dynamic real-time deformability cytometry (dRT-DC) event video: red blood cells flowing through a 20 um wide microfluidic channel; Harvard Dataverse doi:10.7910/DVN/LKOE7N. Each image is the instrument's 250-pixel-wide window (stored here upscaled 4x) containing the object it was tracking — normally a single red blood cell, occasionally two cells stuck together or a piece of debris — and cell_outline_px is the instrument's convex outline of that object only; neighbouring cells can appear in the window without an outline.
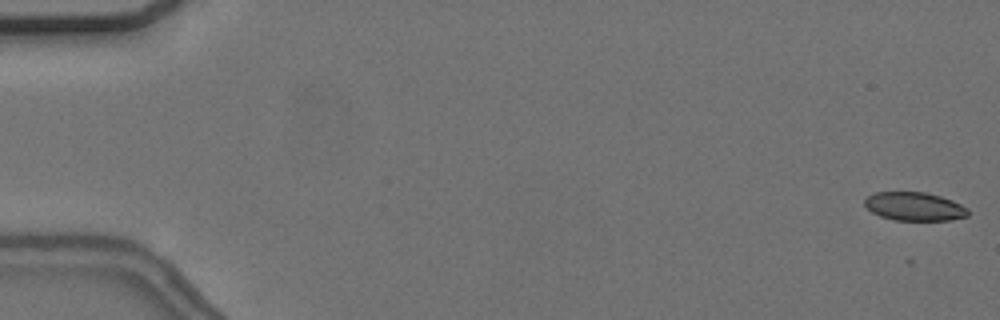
{"species": "common noctule bat (a hibernating species)", "species_latin": "Nyctalus noctula", "temperature_condition": "cold", "stored_images_in_passage": 56, "camera_frame_rate_fps": 3000, "um_per_image_px": 0.085, "animal": {"sex": "female", "body_mass_g": 24.6, "forearm_length_mm": 56.2}, "frame": {"image": 1, "passage_image": 1, "time_ms": 0.0, "image_size_px": [1000, 320], "cell_outline_px": [[968, 216], [952, 220], [896, 220], [880, 216], [872, 212], [864, 204], [864, 200], [868, 196], [876, 192], [924, 192], [940, 196], [952, 200], [968, 208]], "centroid_in_image_um": [77.74, 17.55], "position_along_channel_um": 7.3, "area_um2": 17.11}}
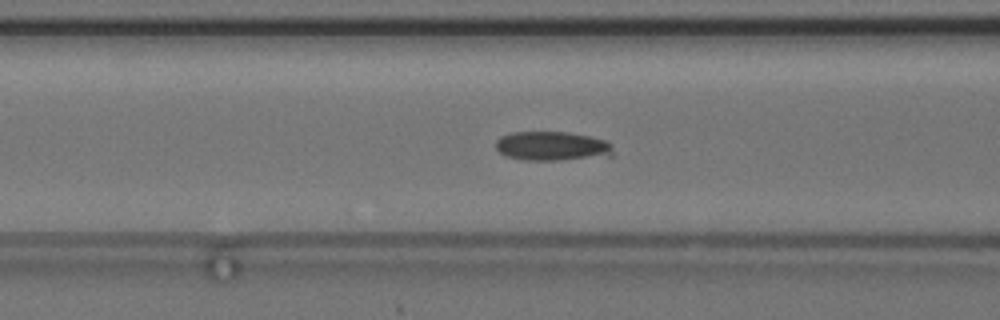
{"frame": {"image": 2, "passage_image": 23, "time_ms": 7.333, "image_size_px": [1000, 320], "cell_outline_px": [[612, 156], [556, 160], [524, 160], [508, 156], [500, 152], [496, 148], [496, 140], [500, 136], [512, 132], [568, 132], [608, 140], [612, 144]], "centroid_in_image_um": [46.95, 12.41], "position_along_channel_um": 119.7, "area_um2": 20.0}}
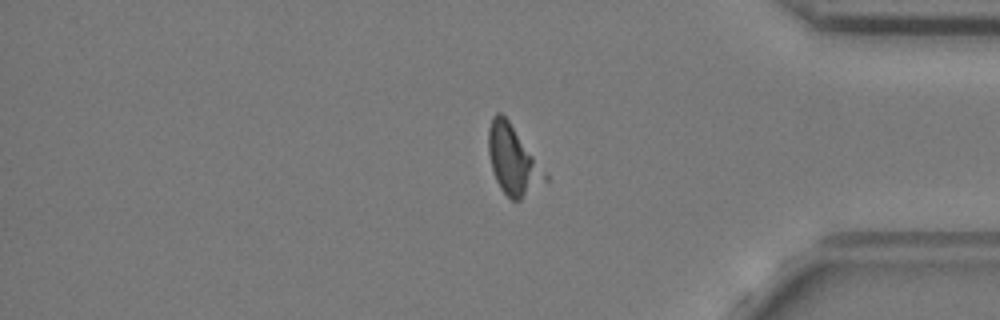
{"frame": {"image": 3, "passage_image": 47, "time_ms": 15.333, "image_size_px": [1000, 320], "cell_outline_px": [[548, 180], [520, 200], [512, 200], [500, 188], [496, 180], [492, 168], [488, 152], [488, 128], [492, 116], [496, 112], [500, 112], [508, 120], [548, 176]], "centroid_in_image_um": [43.57, 13.61], "position_along_channel_um": 391.6, "area_um2": 22.25}}